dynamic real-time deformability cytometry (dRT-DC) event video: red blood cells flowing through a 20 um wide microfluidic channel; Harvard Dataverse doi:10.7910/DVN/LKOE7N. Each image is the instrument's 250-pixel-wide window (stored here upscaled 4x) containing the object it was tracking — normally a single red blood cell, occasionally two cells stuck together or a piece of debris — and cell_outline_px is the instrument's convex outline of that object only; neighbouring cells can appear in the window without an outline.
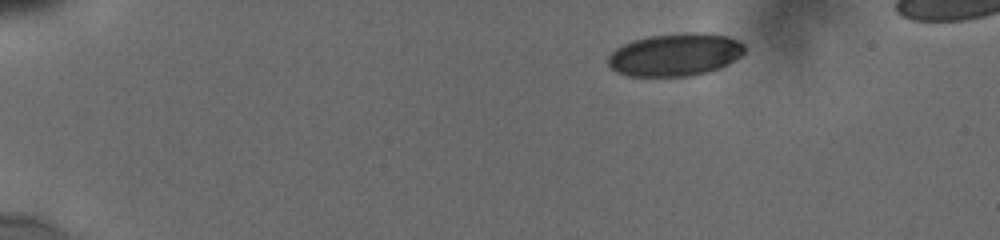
{"species": "human", "species_latin": "Homo sapiens", "temperature_condition": "cold", "stored_images_in_passage": 49, "camera_frame_rate_fps": 3000, "um_per_image_px": 0.085, "donor": {"sex": "male"}, "frame": {"image": 1, "passage_image": 1, "time_ms": 0.0, "image_size_px": [1000, 240], "cell_outline_px": [[744, 52], [740, 56], [728, 64], [720, 68], [708, 72], [692, 76], [628, 76], [616, 72], [608, 64], [608, 56], [616, 48], [632, 40], [648, 36], [680, 32], [704, 32], [728, 36], [740, 40], [744, 44]], "centroid_in_image_um": [57.41, 4.63], "position_along_channel_um": 27.6, "area_um2": 34.39}}
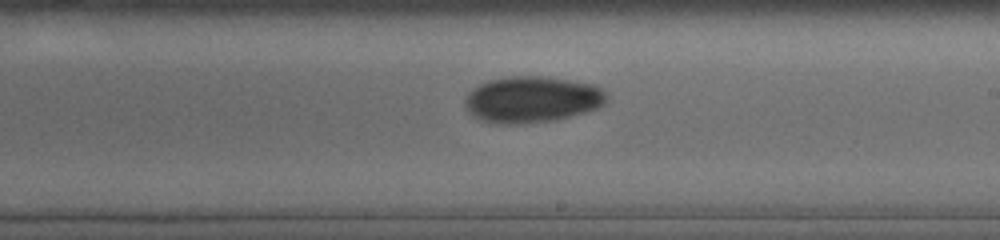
{"frame": {"image": 2, "passage_image": 21, "time_ms": 8.333, "image_size_px": [1000, 240], "cell_outline_px": [[608, 100], [600, 108], [556, 120], [524, 124], [492, 124], [480, 120], [472, 116], [464, 108], [464, 96], [472, 88], [488, 80], [508, 76], [540, 76], [596, 84], [608, 96]], "centroid_in_image_um": [45.18, 8.47], "position_along_channel_um": 243.8, "area_um2": 38.96}}
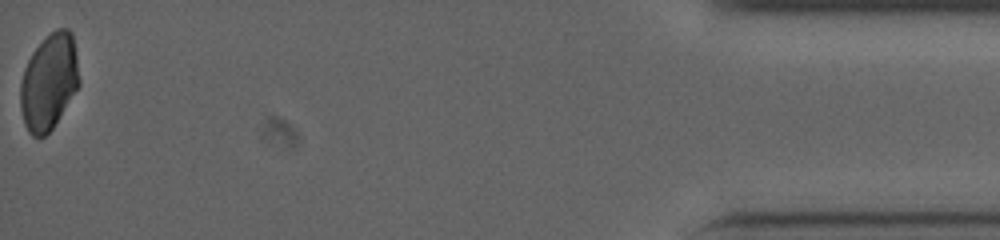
{"frame": {"image": 3, "passage_image": 48, "time_ms": 15.333, "image_size_px": [1000, 240], "cell_outline_px": [[80, 84], [52, 128], [44, 136], [32, 136], [28, 132], [24, 124], [20, 108], [20, 84], [24, 68], [32, 52], [56, 28], [68, 28], [72, 32], [80, 80]], "centroid_in_image_um": [4.15, 6.96], "position_along_channel_um": 431.1, "area_um2": 32.66}, "authors_computed_cell_mechanics": {"area_um2": 35.8938, "velocity_mm_per_s": 3.8202, "shape_relaxation_time_tau1_ms": null, "shape_relaxation_time_tau2_ms": 7.5415, "deformation_change_tau1": null, "deformation_change_tau2": 0.0775}}